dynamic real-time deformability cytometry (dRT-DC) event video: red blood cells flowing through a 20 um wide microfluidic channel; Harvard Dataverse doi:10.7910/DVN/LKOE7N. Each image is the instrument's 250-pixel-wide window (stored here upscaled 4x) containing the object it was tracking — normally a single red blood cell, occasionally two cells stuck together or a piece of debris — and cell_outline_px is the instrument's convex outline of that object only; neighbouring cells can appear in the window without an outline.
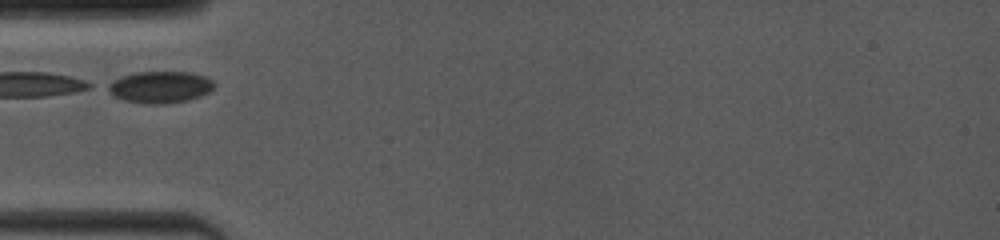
{"species": "common noctule bat (a hibernating species)", "species_latin": "Nyctalus noctula", "temperature_condition": "room temperature", "stored_images_in_passage": 32, "camera_frame_rate_fps": 4000, "um_per_image_px": 0.085, "animal": {"sex": "female", "body_mass_g": 19.0, "forearm_length_mm": 53.3}, "frame": {"image": 1, "passage_image": 1, "time_ms": 0.0, "image_size_px": [1000, 240], "cell_outline_px": [[212, 88], [208, 92], [200, 96], [188, 100], [164, 104], [148, 104], [124, 100], [112, 96], [100, 88], [104, 84], [120, 76], [136, 72], [192, 72], [204, 76], [212, 80]], "centroid_in_image_um": [13.46, 7.4], "position_along_channel_um": 71.5, "area_um2": 20.06}}
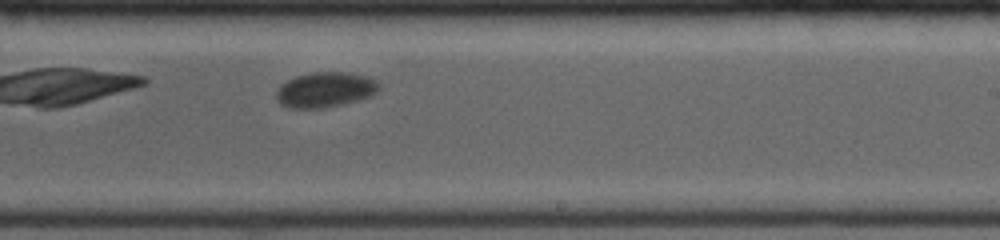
{"frame": {"image": 2, "passage_image": 19, "time_ms": 5.0, "image_size_px": [1000, 240], "cell_outline_px": [[380, 88], [376, 92], [368, 96], [356, 100], [324, 108], [288, 108], [280, 104], [276, 100], [276, 92], [280, 84], [296, 76], [312, 72], [344, 72], [364, 76], [376, 80], [380, 84]], "centroid_in_image_um": [27.59, 7.63], "position_along_channel_um": 261.4, "area_um2": 20.92}}
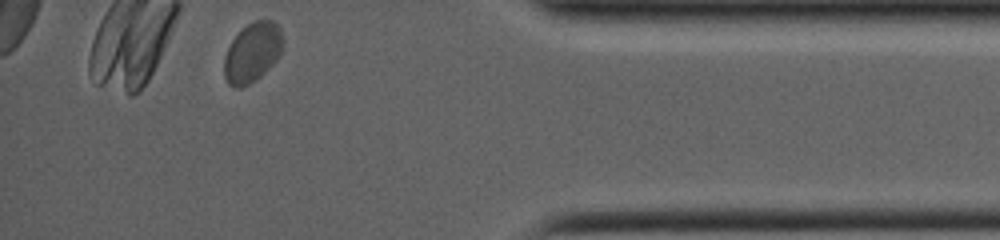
{"frame": {"image": 3, "passage_image": 32, "time_ms": 9.5, "image_size_px": [1000, 240], "cell_outline_px": [[284, 44], [280, 52], [272, 64], [260, 76], [248, 84], [240, 88], [236, 88], [228, 84], [224, 76], [224, 56], [232, 40], [248, 24], [256, 20], [272, 20], [280, 28], [284, 40]], "centroid_in_image_um": [21.45, 4.46], "position_along_channel_um": 413.8, "area_um2": 20.11}}